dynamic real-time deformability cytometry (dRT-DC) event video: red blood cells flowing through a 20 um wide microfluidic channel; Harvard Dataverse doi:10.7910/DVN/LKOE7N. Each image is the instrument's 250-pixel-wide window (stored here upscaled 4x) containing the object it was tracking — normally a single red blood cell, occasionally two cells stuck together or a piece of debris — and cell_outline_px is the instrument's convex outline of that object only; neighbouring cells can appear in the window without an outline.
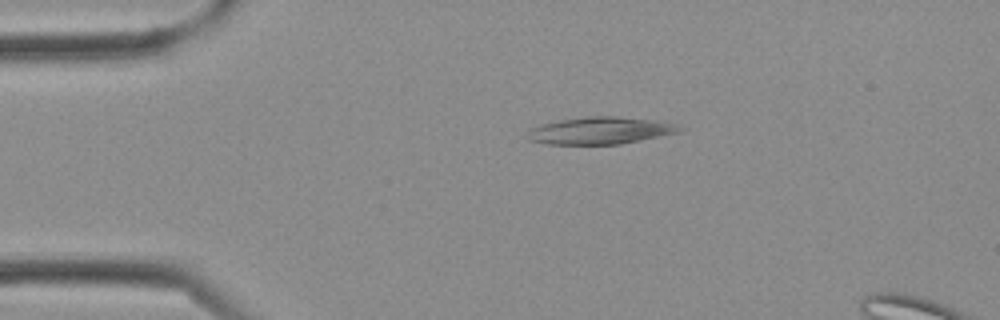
{"species": "Egyptian fruit bat (a non-hibernating species)", "species_latin": "Rousettus aegyptiacus", "temperature_condition": "cold", "stored_images_in_passage": 3, "camera_frame_rate_fps": 3000, "um_per_image_px": 0.085, "frame": {"image": 1, "passage_image": 2, "time_ms": 0.333, "image_size_px": [1000, 320], "cell_outline_px": [[684, 128], [680, 132], [620, 144], [544, 144], [528, 140], [528, 128], [540, 124], [560, 120], [584, 116], [616, 116], [656, 120], [676, 124]], "centroid_in_image_um": [51.0, 11.09], "position_along_channel_um": 34.0, "area_um2": 24.22}}